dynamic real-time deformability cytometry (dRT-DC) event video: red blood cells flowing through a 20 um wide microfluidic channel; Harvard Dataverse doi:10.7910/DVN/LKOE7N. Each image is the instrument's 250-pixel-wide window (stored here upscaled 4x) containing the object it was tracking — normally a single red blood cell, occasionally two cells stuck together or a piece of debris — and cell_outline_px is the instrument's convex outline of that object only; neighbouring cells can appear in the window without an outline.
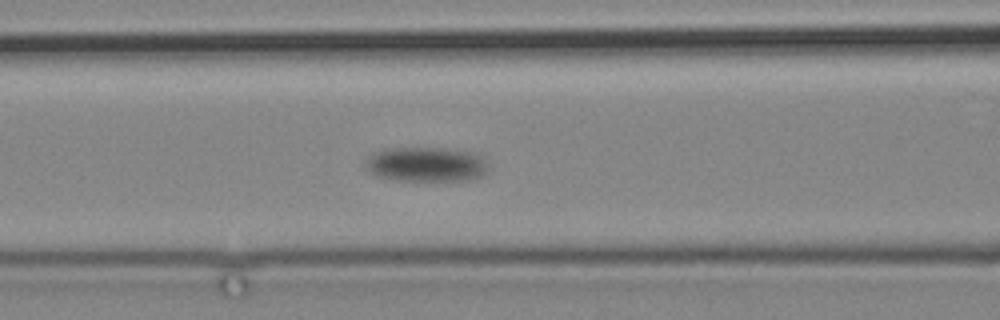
{"species": "common noctule bat (a hibernating species)", "species_latin": "Nyctalus noctula", "temperature_condition": "cold", "stored_images_in_passage": 14, "camera_frame_rate_fps": 3000, "um_per_image_px": 0.085, "animal": {"sex": "male", "body_mass_g": 19.2, "forearm_length_mm": 51.8}, "frame": {"image": 1, "passage_image": 14, "time_ms": 16.333, "image_size_px": [1000, 320], "cell_outline_px": [[488, 168], [480, 176], [468, 180], [396, 180], [376, 176], [368, 168], [368, 156], [384, 148], [440, 148], [476, 152], [484, 156]], "centroid_in_image_um": [36.27, 13.95], "position_along_channel_um": 130.3, "area_um2": 24.62}}